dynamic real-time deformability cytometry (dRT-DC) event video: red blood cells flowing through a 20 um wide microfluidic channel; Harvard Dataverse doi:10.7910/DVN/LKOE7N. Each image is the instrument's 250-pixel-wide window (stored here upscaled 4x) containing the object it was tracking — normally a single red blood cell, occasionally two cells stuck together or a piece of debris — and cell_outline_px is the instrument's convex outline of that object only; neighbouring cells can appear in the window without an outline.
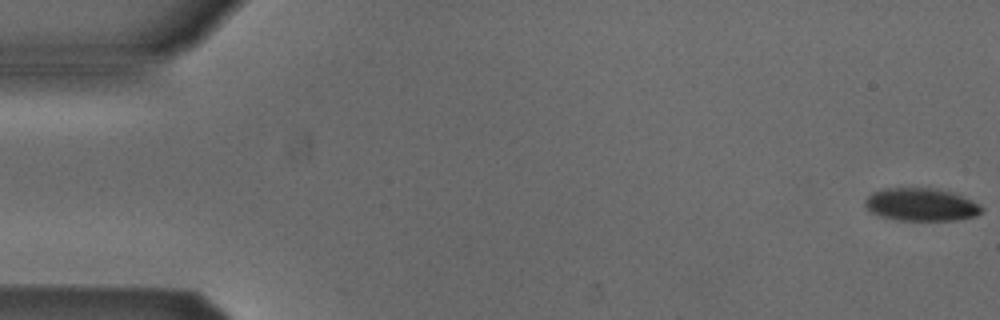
{"species": "Egyptian fruit bat (a non-hibernating species)", "species_latin": "Rousettus aegyptiacus", "temperature_condition": "cold", "stored_images_in_passage": 5, "camera_frame_rate_fps": 3000, "um_per_image_px": 0.085, "animal": {"sex": "male"}, "frame": {"image": 1, "passage_image": 1, "time_ms": 0.0, "image_size_px": [1000, 320], "cell_outline_px": [[984, 212], [976, 216], [956, 220], [896, 220], [880, 216], [868, 212], [864, 208], [864, 200], [872, 192], [884, 188], [936, 188], [952, 192], [972, 200], [980, 204], [984, 208]], "centroid_in_image_um": [78.28, 17.39], "position_along_channel_um": 6.7, "area_um2": 22.72}}
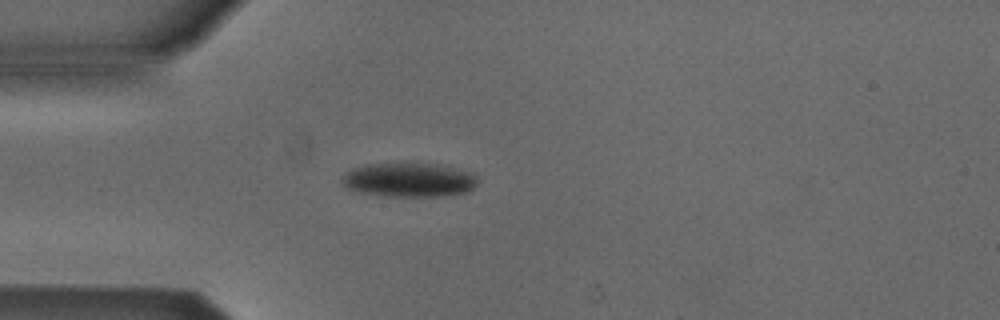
{"frame": {"image": 2, "passage_image": 5, "time_ms": 1.333, "image_size_px": [1000, 320], "cell_outline_px": [[476, 184], [468, 192], [436, 196], [380, 196], [360, 192], [344, 188], [340, 184], [340, 180], [344, 172], [352, 168], [364, 164], [440, 164], [472, 172], [476, 176]], "centroid_in_image_um": [34.69, 15.29], "position_along_channel_um": 50.3, "area_um2": 27.17}}